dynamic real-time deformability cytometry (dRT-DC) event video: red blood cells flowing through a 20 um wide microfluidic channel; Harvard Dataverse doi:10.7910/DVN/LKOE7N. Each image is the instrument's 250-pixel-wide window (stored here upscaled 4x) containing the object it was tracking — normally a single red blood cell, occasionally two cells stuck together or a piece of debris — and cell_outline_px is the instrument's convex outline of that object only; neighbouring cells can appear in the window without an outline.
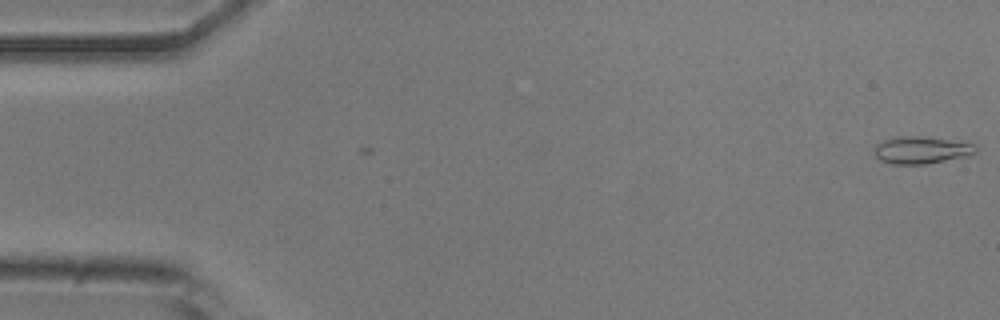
{"species": "common noctule bat (a hibernating species)", "species_latin": "Nyctalus noctula", "temperature_condition": "room temperature", "stored_images_in_passage": 52, "camera_frame_rate_fps": 3000, "um_per_image_px": 0.085, "animal": {"sex": "male", "body_mass_g": 20.5, "forearm_length_mm": 52.5}, "frame": {"image": 1, "passage_image": 1, "time_ms": 0.0, "image_size_px": [1000, 320], "cell_outline_px": [[976, 152], [968, 156], [924, 164], [892, 164], [880, 160], [876, 156], [876, 144], [884, 140], [900, 136], [916, 136], [972, 144], [976, 148]], "centroid_in_image_um": [78.28, 12.77], "position_along_channel_um": 6.7, "area_um2": 15.55}}
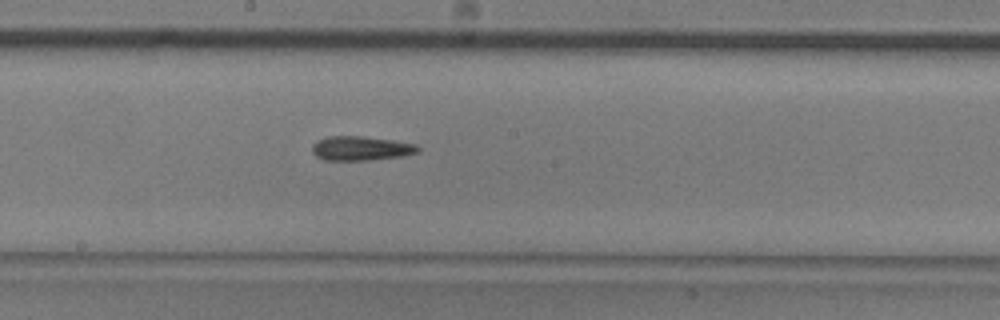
{"frame": {"image": 2, "passage_image": 28, "time_ms": 9.0, "image_size_px": [1000, 320], "cell_outline_px": [[420, 148], [416, 152], [400, 156], [368, 160], [324, 160], [316, 156], [312, 152], [312, 144], [316, 140], [328, 136], [364, 136], [392, 140], [416, 144]], "centroid_in_image_um": [30.62, 12.6], "position_along_channel_um": 217.6, "area_um2": 14.91}}
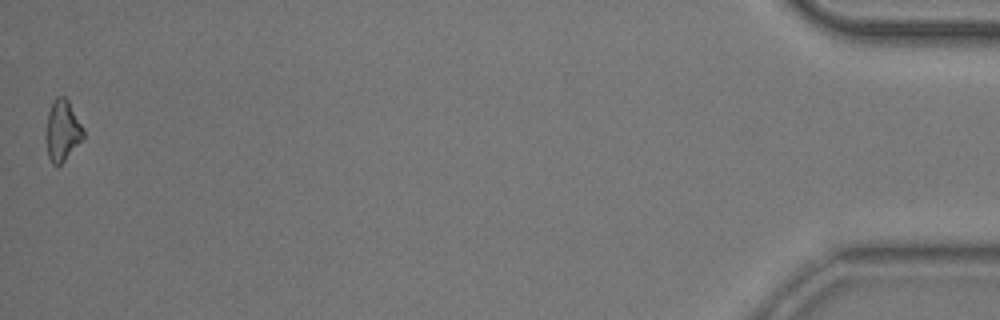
{"frame": {"image": 3, "passage_image": 52, "time_ms": 17.0, "image_size_px": [1000, 320], "cell_outline_px": [[84, 136], [64, 160], [60, 164], [52, 164], [48, 156], [44, 136], [48, 112], [56, 96], [64, 96], [68, 100], [84, 128]], "centroid_in_image_um": [5.27, 11.08], "position_along_channel_um": 429.9, "area_um2": 13.24}}